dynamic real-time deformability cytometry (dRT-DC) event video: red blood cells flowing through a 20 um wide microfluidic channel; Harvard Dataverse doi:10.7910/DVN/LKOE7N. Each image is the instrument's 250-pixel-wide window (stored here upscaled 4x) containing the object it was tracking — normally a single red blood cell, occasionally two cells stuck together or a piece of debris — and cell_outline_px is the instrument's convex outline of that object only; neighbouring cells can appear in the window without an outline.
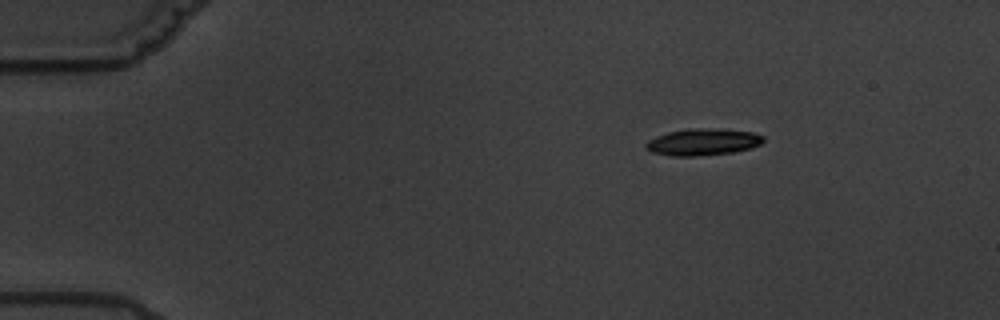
{"species": "common noctule bat (a hibernating species)", "species_latin": "Nyctalus noctula", "temperature_condition": "warm", "stored_images_in_passage": 5, "camera_frame_rate_fps": 3000, "um_per_image_px": 0.085, "animal": {"sex": "male", "body_mass_g": 19.5, "forearm_length_mm": 54.6}, "frame": {"image": 1, "passage_image": 1, "time_ms": 0.0, "image_size_px": [1000, 320], "cell_outline_px": [[764, 140], [760, 144], [752, 148], [732, 152], [700, 156], [672, 156], [652, 152], [644, 148], [644, 144], [648, 140], [656, 136], [668, 132], [696, 128], [752, 132], [764, 136]], "centroid_in_image_um": [59.71, 12.09], "position_along_channel_um": 25.3, "area_um2": 18.09}}
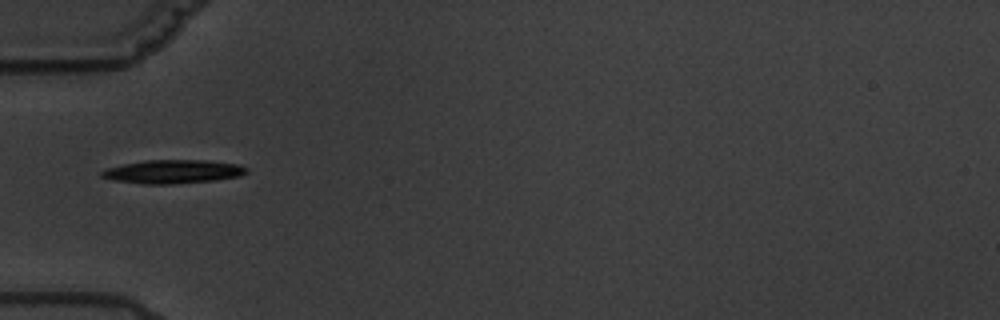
{"frame": {"image": 2, "passage_image": 4, "time_ms": 3.667, "image_size_px": [1000, 320], "cell_outline_px": [[248, 172], [240, 176], [216, 180], [172, 184], [144, 184], [112, 180], [100, 176], [100, 172], [108, 168], [124, 164], [144, 160], [204, 160], [240, 164], [248, 168]], "centroid_in_image_um": [14.73, 14.59], "position_along_channel_um": 70.3, "area_um2": 20.0}}